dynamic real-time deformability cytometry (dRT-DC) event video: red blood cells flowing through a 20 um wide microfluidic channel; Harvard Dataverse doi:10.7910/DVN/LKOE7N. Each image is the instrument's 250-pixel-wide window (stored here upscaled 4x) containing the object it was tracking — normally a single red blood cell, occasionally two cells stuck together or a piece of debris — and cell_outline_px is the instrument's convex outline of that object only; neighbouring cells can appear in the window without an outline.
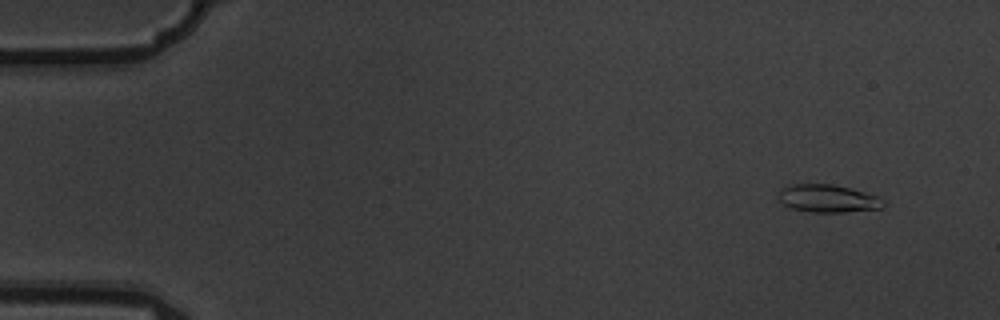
{"species": "common noctule bat (a hibernating species)", "species_latin": "Nyctalus noctula", "temperature_condition": "warm", "stored_images_in_passage": 4, "camera_frame_rate_fps": 3000, "um_per_image_px": 0.085, "animal": {"sex": "male", "body_mass_g": 19.5, "forearm_length_mm": 54.6}, "frame": {"image": 1, "passage_image": 1, "time_ms": 0.0, "image_size_px": [1000, 320], "cell_outline_px": [[884, 208], [844, 212], [808, 212], [792, 208], [784, 204], [780, 200], [780, 188], [788, 184], [832, 184], [880, 196], [884, 200]], "centroid_in_image_um": [70.39, 16.87], "position_along_channel_um": 14.6, "area_um2": 16.99}}